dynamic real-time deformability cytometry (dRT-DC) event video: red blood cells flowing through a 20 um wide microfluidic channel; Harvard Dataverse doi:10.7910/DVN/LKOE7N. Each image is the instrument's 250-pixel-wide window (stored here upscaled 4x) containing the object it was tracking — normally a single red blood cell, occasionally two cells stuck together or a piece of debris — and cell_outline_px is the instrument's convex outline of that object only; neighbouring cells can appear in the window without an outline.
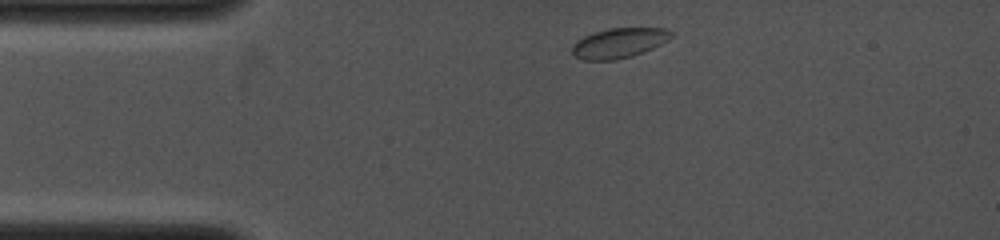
{"species": "common noctule bat (a hibernating species)", "species_latin": "Nyctalus noctula", "temperature_condition": "cold", "stored_images_in_passage": 20, "camera_frame_rate_fps": 4000, "um_per_image_px": 0.085, "animal": {"sex": "female", "body_mass_g": 19.0, "forearm_length_mm": 53.3}, "frame": {"image": 1, "passage_image": 1, "time_ms": 0.0, "image_size_px": [1000, 240], "cell_outline_px": [[672, 36], [668, 40], [644, 52], [632, 56], [616, 60], [584, 60], [576, 56], [572, 52], [572, 44], [576, 40], [584, 36], [608, 28], [664, 28], [672, 32]], "centroid_in_image_um": [52.6, 3.66], "position_along_channel_um": 32.4, "area_um2": 17.22}}
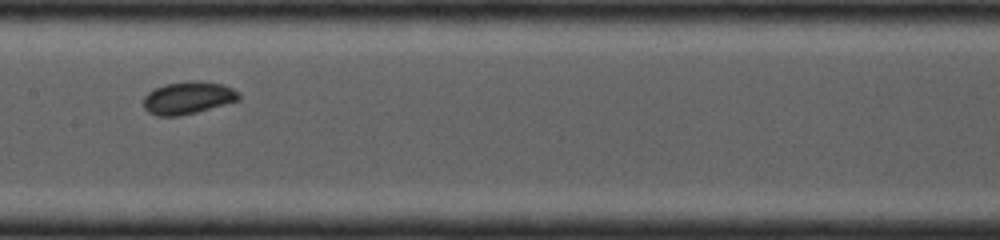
{"frame": {"image": 2, "passage_image": 12, "time_ms": 4.5, "image_size_px": [1000, 240], "cell_outline_px": [[240, 100], [196, 112], [180, 116], [156, 116], [148, 112], [144, 108], [144, 96], [148, 92], [164, 84], [196, 80], [224, 84], [240, 92]], "centroid_in_image_um": [15.99, 8.31], "position_along_channel_um": 191.4, "area_um2": 18.15}}
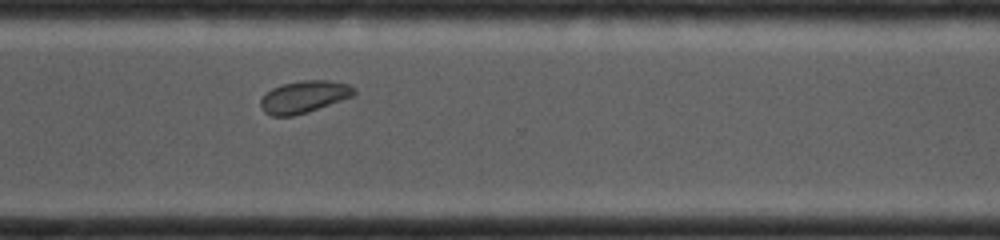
{"frame": {"image": 3, "passage_image": 20, "time_ms": 8.0, "image_size_px": [1000, 240], "cell_outline_px": [[356, 92], [352, 96], [308, 112], [292, 116], [272, 116], [264, 112], [260, 104], [260, 100], [272, 88], [284, 84], [300, 80], [332, 80], [348, 84], [356, 88]], "centroid_in_image_um": [25.86, 8.22], "position_along_channel_um": 344.7, "area_um2": 17.4}}